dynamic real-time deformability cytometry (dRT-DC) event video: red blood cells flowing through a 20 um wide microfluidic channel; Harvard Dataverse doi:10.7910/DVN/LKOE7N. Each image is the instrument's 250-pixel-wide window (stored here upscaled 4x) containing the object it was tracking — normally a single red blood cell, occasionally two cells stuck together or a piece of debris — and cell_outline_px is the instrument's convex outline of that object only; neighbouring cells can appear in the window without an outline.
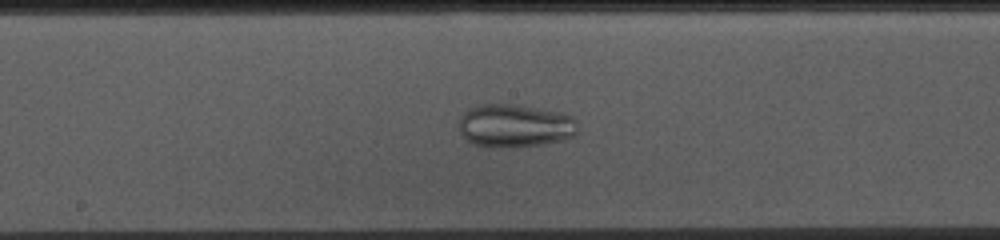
{"species": "common noctule bat (a hibernating species)", "species_latin": "Nyctalus noctula", "temperature_condition": "cold", "stored_images_in_passage": 53, "camera_frame_rate_fps": 3000, "um_per_image_px": 0.085, "animal": {"sex": "female", "body_mass_g": 10.0, "forearm_length_mm": 53.1}, "frame": {"image": 1, "passage_image": 26, "time_ms": 8.333, "image_size_px": [1000, 240], "cell_outline_px": [[576, 136], [560, 140], [540, 144], [512, 148], [500, 148], [472, 144], [460, 132], [460, 116], [464, 112], [472, 108], [484, 104], [516, 104], [564, 112], [572, 116], [576, 120]], "centroid_in_image_um": [43.79, 10.68], "position_along_channel_um": 204.4, "area_um2": 30.0}}
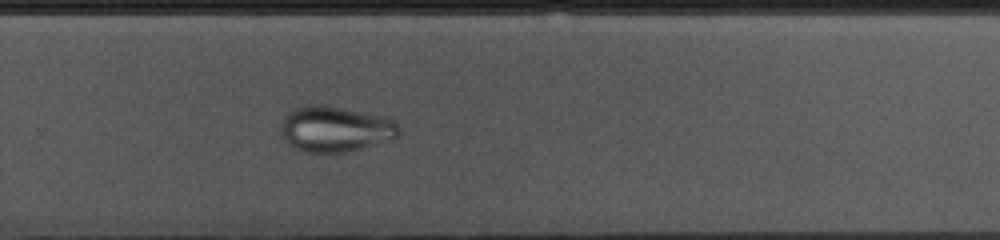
{"frame": {"image": 2, "passage_image": 34, "time_ms": 11.0, "image_size_px": [1000, 240], "cell_outline_px": [[400, 136], [392, 140], [344, 152], [308, 152], [296, 148], [284, 136], [280, 124], [284, 116], [288, 112], [296, 108], [308, 104], [324, 104], [384, 116], [400, 124]], "centroid_in_image_um": [28.56, 10.94], "position_along_channel_um": 301.2, "area_um2": 31.33}}
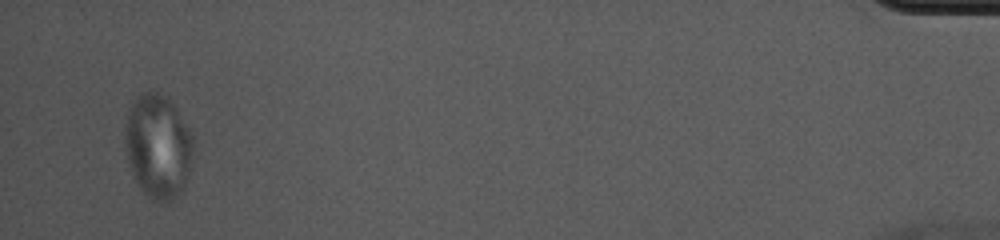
{"frame": {"image": 3, "passage_image": 51, "time_ms": 16.667, "image_size_px": [1000, 240], "cell_outline_px": [[192, 152], [188, 172], [184, 188], [176, 196], [160, 204], [152, 200], [140, 188], [128, 160], [124, 144], [124, 136], [128, 108], [136, 96], [144, 92], [156, 92], [168, 96], [176, 108], [188, 128], [192, 136]], "centroid_in_image_um": [13.41, 12.41], "position_along_channel_um": 421.8, "area_um2": 41.15}}